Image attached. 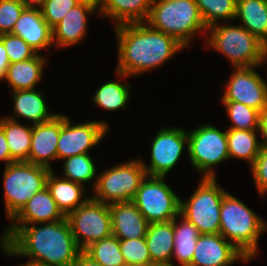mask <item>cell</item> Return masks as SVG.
<instances>
[{"label": "cell", "instance_id": "obj_16", "mask_svg": "<svg viewBox=\"0 0 267 266\" xmlns=\"http://www.w3.org/2000/svg\"><path fill=\"white\" fill-rule=\"evenodd\" d=\"M62 127V114L32 126L31 147L26 162L52 170L50 161L57 160V144Z\"/></svg>", "mask_w": 267, "mask_h": 266}, {"label": "cell", "instance_id": "obj_6", "mask_svg": "<svg viewBox=\"0 0 267 266\" xmlns=\"http://www.w3.org/2000/svg\"><path fill=\"white\" fill-rule=\"evenodd\" d=\"M50 169L17 161L5 165L4 199L7 217L11 220L35 193L46 187Z\"/></svg>", "mask_w": 267, "mask_h": 266}, {"label": "cell", "instance_id": "obj_39", "mask_svg": "<svg viewBox=\"0 0 267 266\" xmlns=\"http://www.w3.org/2000/svg\"><path fill=\"white\" fill-rule=\"evenodd\" d=\"M250 168L258 192L263 197L267 193V146L261 147Z\"/></svg>", "mask_w": 267, "mask_h": 266}, {"label": "cell", "instance_id": "obj_25", "mask_svg": "<svg viewBox=\"0 0 267 266\" xmlns=\"http://www.w3.org/2000/svg\"><path fill=\"white\" fill-rule=\"evenodd\" d=\"M235 18L267 46V0H237Z\"/></svg>", "mask_w": 267, "mask_h": 266}, {"label": "cell", "instance_id": "obj_45", "mask_svg": "<svg viewBox=\"0 0 267 266\" xmlns=\"http://www.w3.org/2000/svg\"><path fill=\"white\" fill-rule=\"evenodd\" d=\"M28 5H38L41 0H21Z\"/></svg>", "mask_w": 267, "mask_h": 266}, {"label": "cell", "instance_id": "obj_40", "mask_svg": "<svg viewBox=\"0 0 267 266\" xmlns=\"http://www.w3.org/2000/svg\"><path fill=\"white\" fill-rule=\"evenodd\" d=\"M0 161H5L6 166L10 163L16 162L11 157L5 134L1 128H0Z\"/></svg>", "mask_w": 267, "mask_h": 266}, {"label": "cell", "instance_id": "obj_42", "mask_svg": "<svg viewBox=\"0 0 267 266\" xmlns=\"http://www.w3.org/2000/svg\"><path fill=\"white\" fill-rule=\"evenodd\" d=\"M10 64L3 41L0 39V81L6 76L7 68Z\"/></svg>", "mask_w": 267, "mask_h": 266}, {"label": "cell", "instance_id": "obj_44", "mask_svg": "<svg viewBox=\"0 0 267 266\" xmlns=\"http://www.w3.org/2000/svg\"><path fill=\"white\" fill-rule=\"evenodd\" d=\"M80 3H87V4H90L94 7H96L98 10L101 6V2L102 0H78Z\"/></svg>", "mask_w": 267, "mask_h": 266}, {"label": "cell", "instance_id": "obj_17", "mask_svg": "<svg viewBox=\"0 0 267 266\" xmlns=\"http://www.w3.org/2000/svg\"><path fill=\"white\" fill-rule=\"evenodd\" d=\"M11 34L21 37L37 53L53 43L52 28L42 17L40 8L28 5L15 23Z\"/></svg>", "mask_w": 267, "mask_h": 266}, {"label": "cell", "instance_id": "obj_33", "mask_svg": "<svg viewBox=\"0 0 267 266\" xmlns=\"http://www.w3.org/2000/svg\"><path fill=\"white\" fill-rule=\"evenodd\" d=\"M63 166L64 179L83 185L96 177V166L88 153L66 158Z\"/></svg>", "mask_w": 267, "mask_h": 266}, {"label": "cell", "instance_id": "obj_29", "mask_svg": "<svg viewBox=\"0 0 267 266\" xmlns=\"http://www.w3.org/2000/svg\"><path fill=\"white\" fill-rule=\"evenodd\" d=\"M177 217L173 219L174 229V249L172 259L175 257L180 266H188L192 261V256L200 233L195 225L182 217V222L177 224Z\"/></svg>", "mask_w": 267, "mask_h": 266}, {"label": "cell", "instance_id": "obj_22", "mask_svg": "<svg viewBox=\"0 0 267 266\" xmlns=\"http://www.w3.org/2000/svg\"><path fill=\"white\" fill-rule=\"evenodd\" d=\"M153 0H102L98 14L110 18L115 26L124 23L145 22Z\"/></svg>", "mask_w": 267, "mask_h": 266}, {"label": "cell", "instance_id": "obj_12", "mask_svg": "<svg viewBox=\"0 0 267 266\" xmlns=\"http://www.w3.org/2000/svg\"><path fill=\"white\" fill-rule=\"evenodd\" d=\"M105 121H90L71 124L68 116L62 114V127L57 144V159H66L75 155L88 153L97 145L108 130Z\"/></svg>", "mask_w": 267, "mask_h": 266}, {"label": "cell", "instance_id": "obj_14", "mask_svg": "<svg viewBox=\"0 0 267 266\" xmlns=\"http://www.w3.org/2000/svg\"><path fill=\"white\" fill-rule=\"evenodd\" d=\"M221 101L243 103L261 112L267 107V83L254 67L235 68Z\"/></svg>", "mask_w": 267, "mask_h": 266}, {"label": "cell", "instance_id": "obj_5", "mask_svg": "<svg viewBox=\"0 0 267 266\" xmlns=\"http://www.w3.org/2000/svg\"><path fill=\"white\" fill-rule=\"evenodd\" d=\"M207 30L210 31L207 46L224 54L234 68L258 67L262 64L267 46L242 25L214 24Z\"/></svg>", "mask_w": 267, "mask_h": 266}, {"label": "cell", "instance_id": "obj_9", "mask_svg": "<svg viewBox=\"0 0 267 266\" xmlns=\"http://www.w3.org/2000/svg\"><path fill=\"white\" fill-rule=\"evenodd\" d=\"M165 178L147 175L132 201L149 224L172 221L180 215V198Z\"/></svg>", "mask_w": 267, "mask_h": 266}, {"label": "cell", "instance_id": "obj_46", "mask_svg": "<svg viewBox=\"0 0 267 266\" xmlns=\"http://www.w3.org/2000/svg\"><path fill=\"white\" fill-rule=\"evenodd\" d=\"M265 59L267 60V49H266L265 52H264V56H263V61H262V63H264Z\"/></svg>", "mask_w": 267, "mask_h": 266}, {"label": "cell", "instance_id": "obj_31", "mask_svg": "<svg viewBox=\"0 0 267 266\" xmlns=\"http://www.w3.org/2000/svg\"><path fill=\"white\" fill-rule=\"evenodd\" d=\"M129 84L120 82H107L96 91L93 102L108 111L125 109L130 98Z\"/></svg>", "mask_w": 267, "mask_h": 266}, {"label": "cell", "instance_id": "obj_13", "mask_svg": "<svg viewBox=\"0 0 267 266\" xmlns=\"http://www.w3.org/2000/svg\"><path fill=\"white\" fill-rule=\"evenodd\" d=\"M188 144V134L182 128L165 127L158 131L151 144V164L142 165L149 176L166 177L177 164L184 146Z\"/></svg>", "mask_w": 267, "mask_h": 266}, {"label": "cell", "instance_id": "obj_3", "mask_svg": "<svg viewBox=\"0 0 267 266\" xmlns=\"http://www.w3.org/2000/svg\"><path fill=\"white\" fill-rule=\"evenodd\" d=\"M267 229L266 222L240 199L230 193L223 197L219 233L238 249L247 260L258 252V239Z\"/></svg>", "mask_w": 267, "mask_h": 266}, {"label": "cell", "instance_id": "obj_38", "mask_svg": "<svg viewBox=\"0 0 267 266\" xmlns=\"http://www.w3.org/2000/svg\"><path fill=\"white\" fill-rule=\"evenodd\" d=\"M27 6L28 4L21 0H0V34L12 32Z\"/></svg>", "mask_w": 267, "mask_h": 266}, {"label": "cell", "instance_id": "obj_30", "mask_svg": "<svg viewBox=\"0 0 267 266\" xmlns=\"http://www.w3.org/2000/svg\"><path fill=\"white\" fill-rule=\"evenodd\" d=\"M83 252L101 266H126L119 239L113 235L91 244Z\"/></svg>", "mask_w": 267, "mask_h": 266}, {"label": "cell", "instance_id": "obj_20", "mask_svg": "<svg viewBox=\"0 0 267 266\" xmlns=\"http://www.w3.org/2000/svg\"><path fill=\"white\" fill-rule=\"evenodd\" d=\"M96 7L79 3L61 19V21L52 29L53 42L56 46H73L79 43L87 29V14L95 12Z\"/></svg>", "mask_w": 267, "mask_h": 266}, {"label": "cell", "instance_id": "obj_24", "mask_svg": "<svg viewBox=\"0 0 267 266\" xmlns=\"http://www.w3.org/2000/svg\"><path fill=\"white\" fill-rule=\"evenodd\" d=\"M52 198L61 212L67 216L70 212L83 205L89 198L83 199L85 188L82 184L67 179L55 177L51 170L46 180Z\"/></svg>", "mask_w": 267, "mask_h": 266}, {"label": "cell", "instance_id": "obj_11", "mask_svg": "<svg viewBox=\"0 0 267 266\" xmlns=\"http://www.w3.org/2000/svg\"><path fill=\"white\" fill-rule=\"evenodd\" d=\"M66 218L81 251L113 235L109 204L96 201L92 197L70 212Z\"/></svg>", "mask_w": 267, "mask_h": 266}, {"label": "cell", "instance_id": "obj_23", "mask_svg": "<svg viewBox=\"0 0 267 266\" xmlns=\"http://www.w3.org/2000/svg\"><path fill=\"white\" fill-rule=\"evenodd\" d=\"M46 62L45 57L37 53L28 60L10 63L4 80H7L13 91L35 89L42 78Z\"/></svg>", "mask_w": 267, "mask_h": 266}, {"label": "cell", "instance_id": "obj_32", "mask_svg": "<svg viewBox=\"0 0 267 266\" xmlns=\"http://www.w3.org/2000/svg\"><path fill=\"white\" fill-rule=\"evenodd\" d=\"M195 1L207 28L216 24L220 19H235L237 0Z\"/></svg>", "mask_w": 267, "mask_h": 266}, {"label": "cell", "instance_id": "obj_1", "mask_svg": "<svg viewBox=\"0 0 267 266\" xmlns=\"http://www.w3.org/2000/svg\"><path fill=\"white\" fill-rule=\"evenodd\" d=\"M1 239L0 248L7 256H27L25 264L37 266H73L82 252L66 217L41 227L11 225Z\"/></svg>", "mask_w": 267, "mask_h": 266}, {"label": "cell", "instance_id": "obj_18", "mask_svg": "<svg viewBox=\"0 0 267 266\" xmlns=\"http://www.w3.org/2000/svg\"><path fill=\"white\" fill-rule=\"evenodd\" d=\"M109 210L113 236L119 240L146 236L149 223L132 201L111 203Z\"/></svg>", "mask_w": 267, "mask_h": 266}, {"label": "cell", "instance_id": "obj_2", "mask_svg": "<svg viewBox=\"0 0 267 266\" xmlns=\"http://www.w3.org/2000/svg\"><path fill=\"white\" fill-rule=\"evenodd\" d=\"M118 40L117 75L137 76L160 67L185 48L174 37L151 28L145 22L115 26Z\"/></svg>", "mask_w": 267, "mask_h": 266}, {"label": "cell", "instance_id": "obj_21", "mask_svg": "<svg viewBox=\"0 0 267 266\" xmlns=\"http://www.w3.org/2000/svg\"><path fill=\"white\" fill-rule=\"evenodd\" d=\"M145 239L154 266H174L171 262L174 249L173 220L149 224Z\"/></svg>", "mask_w": 267, "mask_h": 266}, {"label": "cell", "instance_id": "obj_34", "mask_svg": "<svg viewBox=\"0 0 267 266\" xmlns=\"http://www.w3.org/2000/svg\"><path fill=\"white\" fill-rule=\"evenodd\" d=\"M229 119L233 122L230 129L258 130L260 112L243 103L222 101Z\"/></svg>", "mask_w": 267, "mask_h": 266}, {"label": "cell", "instance_id": "obj_15", "mask_svg": "<svg viewBox=\"0 0 267 266\" xmlns=\"http://www.w3.org/2000/svg\"><path fill=\"white\" fill-rule=\"evenodd\" d=\"M247 258L220 233L200 234L188 266H230L236 260Z\"/></svg>", "mask_w": 267, "mask_h": 266}, {"label": "cell", "instance_id": "obj_27", "mask_svg": "<svg viewBox=\"0 0 267 266\" xmlns=\"http://www.w3.org/2000/svg\"><path fill=\"white\" fill-rule=\"evenodd\" d=\"M0 128L3 130L11 157L17 161H27L31 147L32 126L27 127L16 118L5 117L0 119Z\"/></svg>", "mask_w": 267, "mask_h": 266}, {"label": "cell", "instance_id": "obj_4", "mask_svg": "<svg viewBox=\"0 0 267 266\" xmlns=\"http://www.w3.org/2000/svg\"><path fill=\"white\" fill-rule=\"evenodd\" d=\"M145 23L174 37L185 48L197 32L207 29L195 0H153Z\"/></svg>", "mask_w": 267, "mask_h": 266}, {"label": "cell", "instance_id": "obj_7", "mask_svg": "<svg viewBox=\"0 0 267 266\" xmlns=\"http://www.w3.org/2000/svg\"><path fill=\"white\" fill-rule=\"evenodd\" d=\"M226 190L218 186L216 177H202L189 200H180V215L195 225L200 234H217L220 229V210Z\"/></svg>", "mask_w": 267, "mask_h": 266}, {"label": "cell", "instance_id": "obj_43", "mask_svg": "<svg viewBox=\"0 0 267 266\" xmlns=\"http://www.w3.org/2000/svg\"><path fill=\"white\" fill-rule=\"evenodd\" d=\"M73 266H101L96 261L92 260L83 251L78 255Z\"/></svg>", "mask_w": 267, "mask_h": 266}, {"label": "cell", "instance_id": "obj_28", "mask_svg": "<svg viewBox=\"0 0 267 266\" xmlns=\"http://www.w3.org/2000/svg\"><path fill=\"white\" fill-rule=\"evenodd\" d=\"M256 131L230 129L226 130L227 144L230 158L247 160L250 166L258 156L262 147L261 140L258 141Z\"/></svg>", "mask_w": 267, "mask_h": 266}, {"label": "cell", "instance_id": "obj_19", "mask_svg": "<svg viewBox=\"0 0 267 266\" xmlns=\"http://www.w3.org/2000/svg\"><path fill=\"white\" fill-rule=\"evenodd\" d=\"M66 216L58 208L47 187L35 193L11 219V225L52 223Z\"/></svg>", "mask_w": 267, "mask_h": 266}, {"label": "cell", "instance_id": "obj_35", "mask_svg": "<svg viewBox=\"0 0 267 266\" xmlns=\"http://www.w3.org/2000/svg\"><path fill=\"white\" fill-rule=\"evenodd\" d=\"M119 245L126 266H154L145 237L119 240Z\"/></svg>", "mask_w": 267, "mask_h": 266}, {"label": "cell", "instance_id": "obj_37", "mask_svg": "<svg viewBox=\"0 0 267 266\" xmlns=\"http://www.w3.org/2000/svg\"><path fill=\"white\" fill-rule=\"evenodd\" d=\"M10 63L25 61L34 57L37 52L21 37L11 33L0 34Z\"/></svg>", "mask_w": 267, "mask_h": 266}, {"label": "cell", "instance_id": "obj_8", "mask_svg": "<svg viewBox=\"0 0 267 266\" xmlns=\"http://www.w3.org/2000/svg\"><path fill=\"white\" fill-rule=\"evenodd\" d=\"M146 176L141 159L118 164L98 174L92 198L106 204L133 201Z\"/></svg>", "mask_w": 267, "mask_h": 266}, {"label": "cell", "instance_id": "obj_26", "mask_svg": "<svg viewBox=\"0 0 267 266\" xmlns=\"http://www.w3.org/2000/svg\"><path fill=\"white\" fill-rule=\"evenodd\" d=\"M14 111L18 117L33 122V125L51 120L57 113H49L41 92L35 89L13 91Z\"/></svg>", "mask_w": 267, "mask_h": 266}, {"label": "cell", "instance_id": "obj_36", "mask_svg": "<svg viewBox=\"0 0 267 266\" xmlns=\"http://www.w3.org/2000/svg\"><path fill=\"white\" fill-rule=\"evenodd\" d=\"M79 3L78 0H41L37 7H40L42 17L53 29Z\"/></svg>", "mask_w": 267, "mask_h": 266}, {"label": "cell", "instance_id": "obj_41", "mask_svg": "<svg viewBox=\"0 0 267 266\" xmlns=\"http://www.w3.org/2000/svg\"><path fill=\"white\" fill-rule=\"evenodd\" d=\"M258 133L262 136V146H267V107L259 114V129Z\"/></svg>", "mask_w": 267, "mask_h": 266}, {"label": "cell", "instance_id": "obj_10", "mask_svg": "<svg viewBox=\"0 0 267 266\" xmlns=\"http://www.w3.org/2000/svg\"><path fill=\"white\" fill-rule=\"evenodd\" d=\"M186 148L192 166L203 173V177L213 178L217 164L229 159L226 130L205 124L190 131Z\"/></svg>", "mask_w": 267, "mask_h": 266}, {"label": "cell", "instance_id": "obj_47", "mask_svg": "<svg viewBox=\"0 0 267 266\" xmlns=\"http://www.w3.org/2000/svg\"><path fill=\"white\" fill-rule=\"evenodd\" d=\"M20 266H37V265H33V264H23V265H20Z\"/></svg>", "mask_w": 267, "mask_h": 266}]
</instances>
